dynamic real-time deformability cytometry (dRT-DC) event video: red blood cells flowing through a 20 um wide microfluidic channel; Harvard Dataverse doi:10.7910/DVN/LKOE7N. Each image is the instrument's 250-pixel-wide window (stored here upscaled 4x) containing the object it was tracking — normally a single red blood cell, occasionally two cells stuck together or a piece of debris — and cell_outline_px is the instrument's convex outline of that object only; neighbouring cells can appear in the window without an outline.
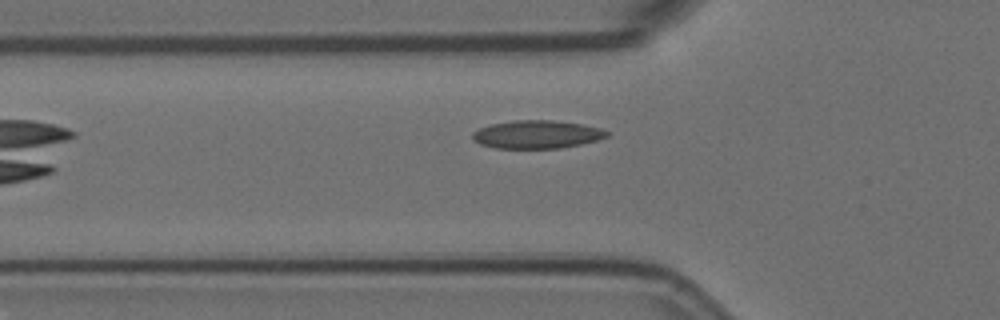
{"species": "Egyptian fruit bat (a non-hibernating species)", "species_latin": "Rousettus aegyptiacus", "temperature_condition": "room temperature", "stored_images_in_passage": 4, "camera_frame_rate_fps": 3000, "um_per_image_px": 0.085, "animal": {"sex": "female"}, "frame": {"image": 1, "passage_image": 4, "time_ms": 1.0, "image_size_px": [1000, 320], "cell_outline_px": [[608, 136], [596, 140], [580, 144], [560, 148], [496, 148], [480, 144], [472, 140], [472, 132], [480, 128], [492, 124], [512, 120], [552, 120], [580, 124], [600, 128], [608, 132]], "centroid_in_image_um": [45.59, 11.42], "position_along_channel_um": 80.2, "area_um2": 21.85}}